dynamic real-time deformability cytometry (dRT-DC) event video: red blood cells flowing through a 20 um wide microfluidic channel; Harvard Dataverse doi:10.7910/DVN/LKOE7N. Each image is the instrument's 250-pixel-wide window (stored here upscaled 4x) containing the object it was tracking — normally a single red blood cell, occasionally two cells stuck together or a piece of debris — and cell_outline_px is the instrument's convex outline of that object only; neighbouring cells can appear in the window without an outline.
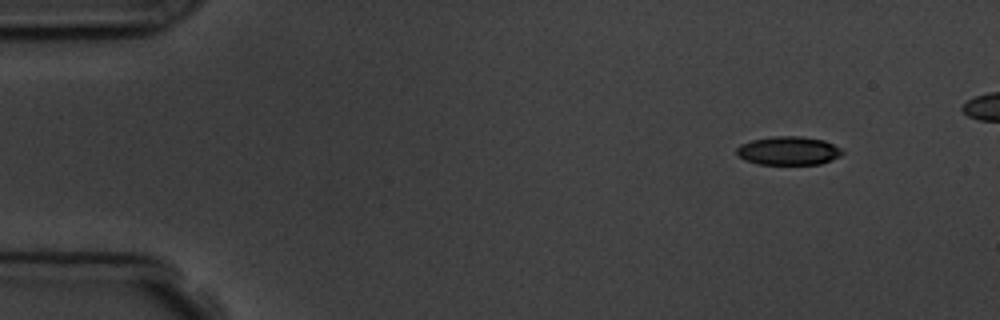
{"species": "common noctule bat (a hibernating species)", "species_latin": "Nyctalus noctula", "temperature_condition": "room temperature", "stored_images_in_passage": 4, "camera_frame_rate_fps": 3000, "um_per_image_px": 0.085, "animal": {"sex": "male", "body_mass_g": 19.5, "forearm_length_mm": 54.6}, "frame": {"image": 1, "passage_image": 1, "time_ms": 0.0, "image_size_px": [1000, 320], "cell_outline_px": [[844, 152], [840, 156], [832, 160], [820, 164], [756, 164], [744, 160], [736, 152], [736, 148], [740, 144], [752, 140], [772, 136], [800, 136], [824, 140], [840, 148]], "centroid_in_image_um": [67.01, 12.81], "position_along_channel_um": 18.0, "area_um2": 17.63}}